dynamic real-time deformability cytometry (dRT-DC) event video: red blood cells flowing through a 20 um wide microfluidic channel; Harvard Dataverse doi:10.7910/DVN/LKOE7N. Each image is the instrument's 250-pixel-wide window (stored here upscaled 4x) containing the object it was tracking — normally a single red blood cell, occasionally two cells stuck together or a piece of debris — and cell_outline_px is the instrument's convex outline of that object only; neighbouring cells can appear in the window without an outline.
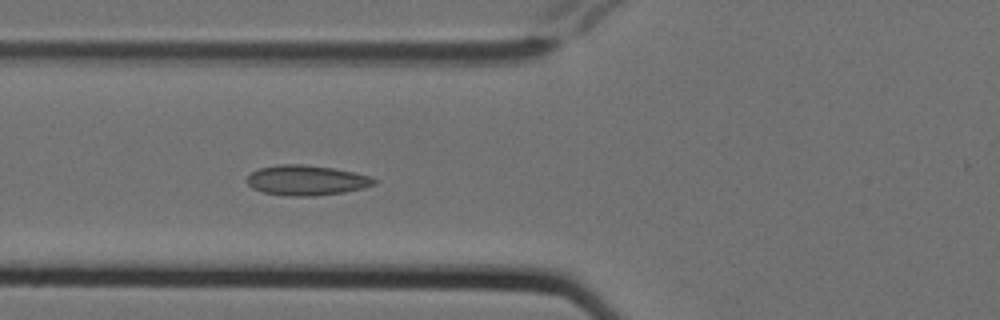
{"species": "Egyptian fruit bat (a non-hibernating species)", "species_latin": "Rousettus aegyptiacus", "temperature_condition": "cold", "stored_images_in_passage": 8, "camera_frame_rate_fps": 3000, "um_per_image_px": 0.085, "animal": {"sex": "female"}, "frame": {"image": 1, "passage_image": 8, "time_ms": 2.333, "image_size_px": [1000, 320], "cell_outline_px": [[376, 184], [364, 188], [344, 192], [312, 196], [288, 196], [264, 192], [252, 188], [244, 180], [252, 172], [260, 168], [276, 164], [304, 164], [332, 168], [356, 172], [372, 176], [376, 180]], "centroid_in_image_um": [26.06, 15.32], "position_along_channel_um": 99.7, "area_um2": 22.48}}